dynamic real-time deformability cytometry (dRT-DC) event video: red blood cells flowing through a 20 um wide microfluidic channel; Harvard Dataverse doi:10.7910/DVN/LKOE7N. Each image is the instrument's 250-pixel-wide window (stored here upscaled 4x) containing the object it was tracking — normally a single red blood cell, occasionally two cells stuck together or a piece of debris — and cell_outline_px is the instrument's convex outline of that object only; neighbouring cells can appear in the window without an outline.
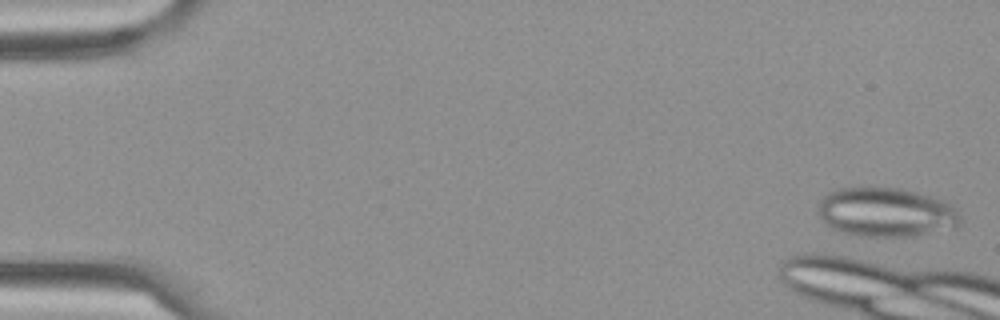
{"species": "Egyptian fruit bat (a non-hibernating species)", "species_latin": "Rousettus aegyptiacus", "temperature_condition": "cold", "stored_images_in_passage": 1, "camera_frame_rate_fps": 3000, "um_per_image_px": 0.085, "frame": {"image": 1, "passage_image": 1, "time_ms": 0.0, "image_size_px": [1000, 320], "cell_outline_px": [[960, 224], [956, 228], [912, 236], [864, 236], [844, 232], [832, 228], [820, 220], [816, 216], [816, 212], [820, 200], [828, 192], [840, 188], [860, 184], [900, 188], [916, 192], [944, 200], [956, 208], [960, 216]], "centroid_in_image_um": [75.27, 18.0], "position_along_channel_um": 9.7, "area_um2": 41.79}}